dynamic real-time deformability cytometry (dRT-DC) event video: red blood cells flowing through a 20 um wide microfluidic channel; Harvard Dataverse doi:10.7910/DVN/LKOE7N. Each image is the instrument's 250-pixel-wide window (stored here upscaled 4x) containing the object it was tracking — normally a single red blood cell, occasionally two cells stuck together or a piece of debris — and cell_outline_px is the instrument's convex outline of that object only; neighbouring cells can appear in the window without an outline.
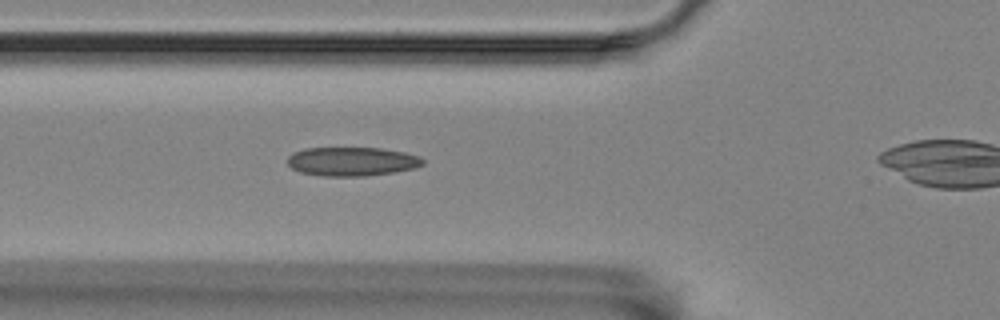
{"species": "Egyptian fruit bat (a non-hibernating species)", "species_latin": "Rousettus aegyptiacus", "temperature_condition": "room temperature", "stored_images_in_passage": 3, "camera_frame_rate_fps": 3000, "um_per_image_px": 0.085, "animal": {"sex": "female"}, "frame": {"image": 1, "passage_image": 3, "time_ms": 0.667, "image_size_px": [1000, 320], "cell_outline_px": [[424, 164], [416, 168], [392, 172], [364, 176], [324, 176], [300, 172], [292, 168], [288, 164], [288, 156], [292, 152], [304, 148], [380, 148], [404, 152], [420, 156], [424, 160]], "centroid_in_image_um": [29.91, 13.72], "position_along_channel_um": 95.9, "area_um2": 22.83}}